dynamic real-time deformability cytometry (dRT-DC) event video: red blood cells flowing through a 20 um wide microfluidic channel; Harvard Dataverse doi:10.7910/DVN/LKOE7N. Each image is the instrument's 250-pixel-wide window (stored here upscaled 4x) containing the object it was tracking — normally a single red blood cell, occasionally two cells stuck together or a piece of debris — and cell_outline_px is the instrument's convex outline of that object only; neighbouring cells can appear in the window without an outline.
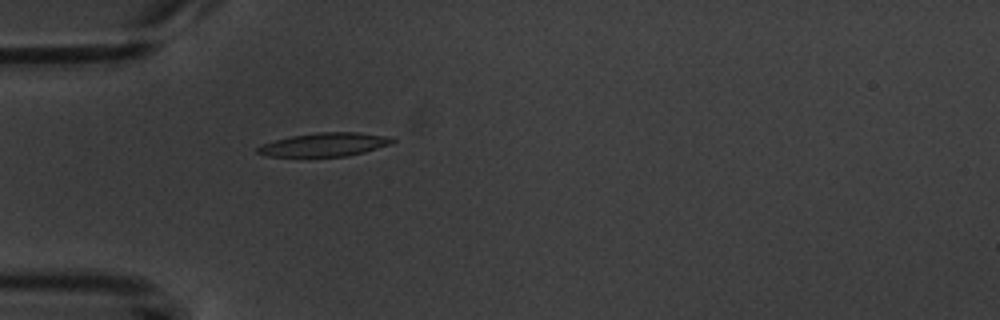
{"species": "common noctule bat (a hibernating species)", "species_latin": "Nyctalus noctula", "temperature_condition": "warm", "stored_images_in_passage": 5, "camera_frame_rate_fps": 3000, "um_per_image_px": 0.085, "animal": {"sex": "male", "body_mass_g": 20.1, "forearm_length_mm": 53.5}, "frame": {"image": 1, "passage_image": 5, "time_ms": 4.667, "image_size_px": [1000, 320], "cell_outline_px": [[396, 140], [392, 144], [364, 152], [344, 156], [268, 156], [256, 152], [256, 148], [260, 144], [292, 136], [316, 132], [360, 132], [384, 136]], "centroid_in_image_um": [27.57, 12.28], "position_along_channel_um": 57.4, "area_um2": 18.32}}